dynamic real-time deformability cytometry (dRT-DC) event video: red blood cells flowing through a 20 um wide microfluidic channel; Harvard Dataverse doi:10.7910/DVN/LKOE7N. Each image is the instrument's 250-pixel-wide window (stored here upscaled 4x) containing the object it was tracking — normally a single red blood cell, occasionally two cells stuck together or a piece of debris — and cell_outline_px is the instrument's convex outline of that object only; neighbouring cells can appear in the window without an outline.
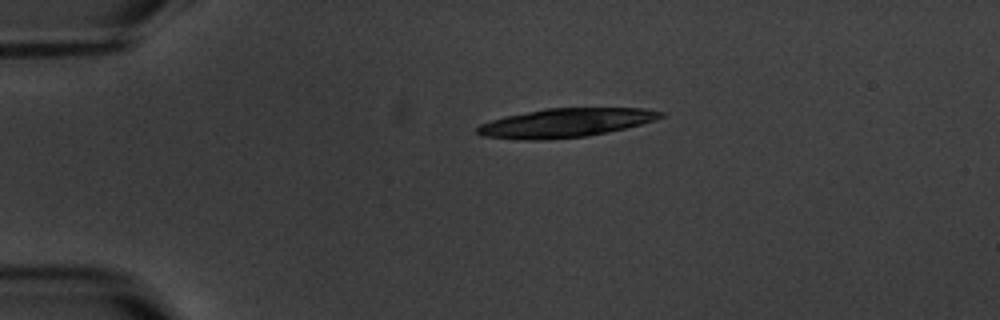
{"species": "common noctule bat (a hibernating species)", "species_latin": "Nyctalus noctula", "temperature_condition": "warm", "stored_images_in_passage": 7, "camera_frame_rate_fps": 3000, "um_per_image_px": 0.085, "animal": {"sex": "male", "body_mass_g": 20.1, "forearm_length_mm": 53.5}, "frame": {"image": 1, "passage_image": 1, "time_ms": 0.0, "image_size_px": [1000, 320], "cell_outline_px": [[668, 112], [664, 116], [656, 120], [624, 128], [588, 136], [544, 140], [520, 140], [480, 136], [476, 132], [476, 128], [480, 124], [504, 116], [548, 108], [644, 108]], "centroid_in_image_um": [48.07, 10.44], "position_along_channel_um": 36.9, "area_um2": 30.98}}
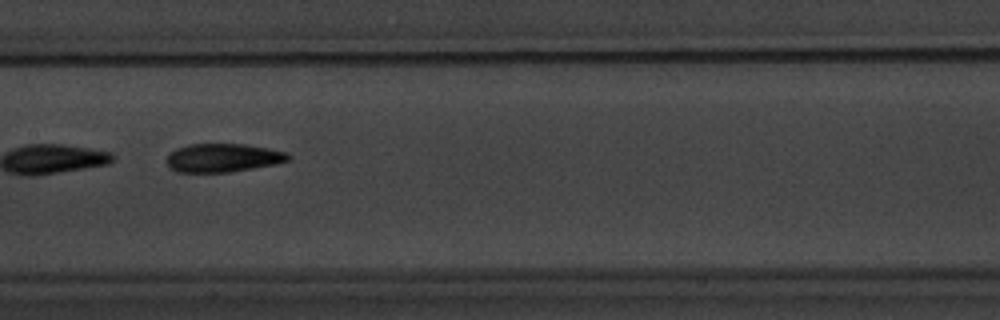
{"frame": {"image": 2, "passage_image": 6, "time_ms": 5.667, "image_size_px": [1000, 320], "cell_outline_px": [[292, 156], [288, 160], [276, 164], [228, 172], [176, 172], [168, 168], [168, 156], [176, 148], [188, 144], [244, 144], [268, 148], [288, 152]], "centroid_in_image_um": [18.96, 13.41], "position_along_channel_um": 188.4, "area_um2": 20.17}}
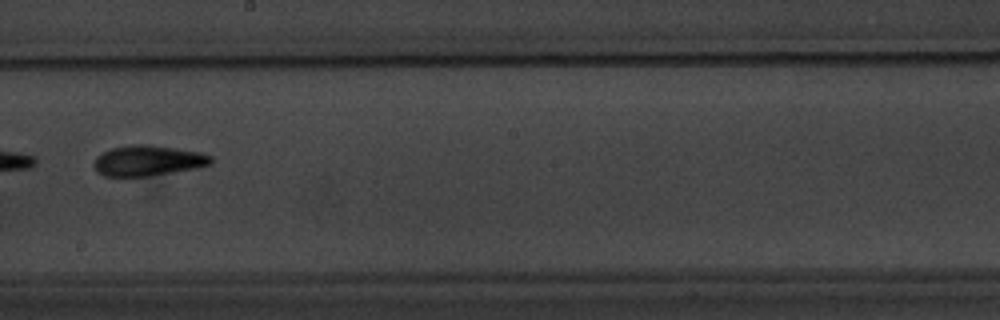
{"frame": {"image": 3, "passage_image": 7, "time_ms": 7.0, "image_size_px": [1000, 320], "cell_outline_px": [[212, 164], [196, 168], [148, 176], [104, 176], [96, 172], [96, 156], [112, 148], [132, 144], [148, 144], [176, 148], [200, 152], [212, 156]], "centroid_in_image_um": [12.61, 13.65], "position_along_channel_um": 235.6, "area_um2": 20.63}}